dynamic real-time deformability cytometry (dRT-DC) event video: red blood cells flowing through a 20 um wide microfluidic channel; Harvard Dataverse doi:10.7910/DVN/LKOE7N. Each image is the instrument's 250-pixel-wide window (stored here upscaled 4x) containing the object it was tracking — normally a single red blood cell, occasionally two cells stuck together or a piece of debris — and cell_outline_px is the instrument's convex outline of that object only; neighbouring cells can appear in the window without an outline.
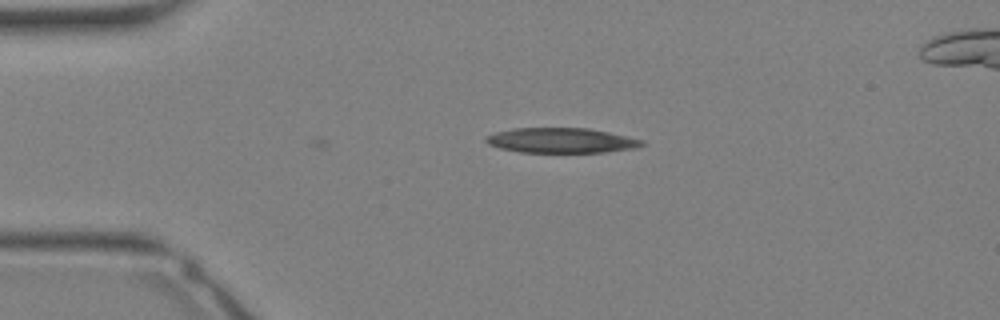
{"species": "Egyptian fruit bat (a non-hibernating species)", "species_latin": "Rousettus aegyptiacus", "temperature_condition": "warm", "stored_images_in_passage": 3, "camera_frame_rate_fps": 3000, "um_per_image_px": 0.085, "animal": {"sex": "female"}, "frame": {"image": 1, "passage_image": 1, "time_ms": 0.0, "image_size_px": [1000, 320], "cell_outline_px": [[644, 144], [636, 148], [604, 152], [520, 152], [500, 148], [488, 144], [484, 140], [484, 136], [496, 132], [516, 128], [588, 128], [608, 132], [644, 140]], "centroid_in_image_um": [47.68, 11.93], "position_along_channel_um": 37.3, "area_um2": 22.66}}